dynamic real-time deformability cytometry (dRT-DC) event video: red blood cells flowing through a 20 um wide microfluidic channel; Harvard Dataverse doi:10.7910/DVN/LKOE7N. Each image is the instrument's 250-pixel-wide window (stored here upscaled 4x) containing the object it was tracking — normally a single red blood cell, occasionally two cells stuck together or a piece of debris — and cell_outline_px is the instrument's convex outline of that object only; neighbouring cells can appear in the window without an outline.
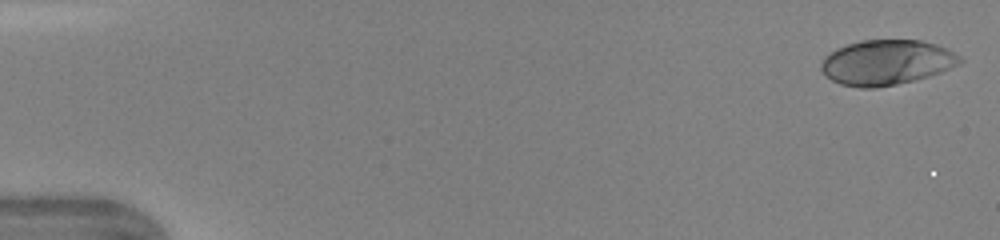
{"species": "human", "species_latin": "Homo sapiens", "temperature_condition": "warm", "stored_images_in_passage": 20, "camera_frame_rate_fps": 3000, "um_per_image_px": 0.085, "donor": {"sex": "female"}, "frame": {"image": 1, "passage_image": 1, "time_ms": 0.0, "image_size_px": [1000, 240], "cell_outline_px": [[964, 60], [960, 64], [940, 72], [928, 76], [896, 84], [876, 88], [860, 88], [840, 84], [832, 80], [820, 68], [820, 64], [824, 56], [836, 48], [860, 40], [920, 40], [936, 44], [960, 56]], "centroid_in_image_um": [75.33, 5.3], "position_along_channel_um": 9.7, "area_um2": 36.3}}
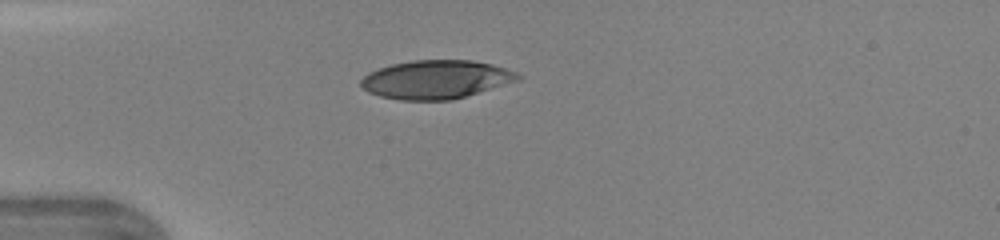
{"frame": {"image": 2, "passage_image": 12, "time_ms": 3.667, "image_size_px": [1000, 240], "cell_outline_px": [[524, 76], [520, 80], [452, 100], [400, 100], [380, 96], [368, 92], [360, 88], [360, 80], [368, 72], [392, 64], [412, 60], [472, 60], [492, 64], [516, 72]], "centroid_in_image_um": [37.05, 6.76], "position_along_channel_um": 48.0, "area_um2": 35.37}}
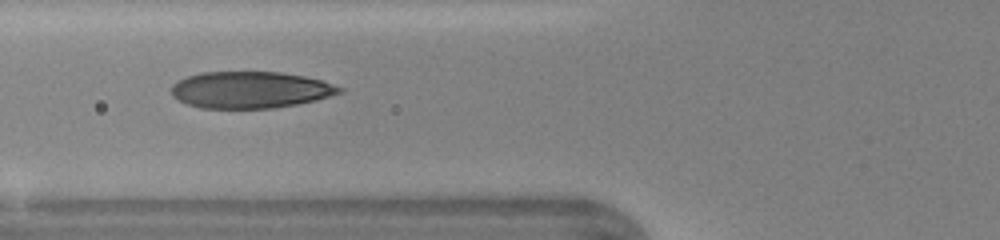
{"frame": {"image": 3, "passage_image": 17, "time_ms": 5.333, "image_size_px": [1000, 240], "cell_outline_px": [[344, 92], [316, 100], [296, 104], [272, 108], [200, 108], [188, 104], [172, 96], [172, 84], [188, 76], [204, 72], [280, 72], [304, 76], [324, 80], [344, 88]], "centroid_in_image_um": [21.33, 7.63], "position_along_channel_um": 104.5, "area_um2": 35.89}}